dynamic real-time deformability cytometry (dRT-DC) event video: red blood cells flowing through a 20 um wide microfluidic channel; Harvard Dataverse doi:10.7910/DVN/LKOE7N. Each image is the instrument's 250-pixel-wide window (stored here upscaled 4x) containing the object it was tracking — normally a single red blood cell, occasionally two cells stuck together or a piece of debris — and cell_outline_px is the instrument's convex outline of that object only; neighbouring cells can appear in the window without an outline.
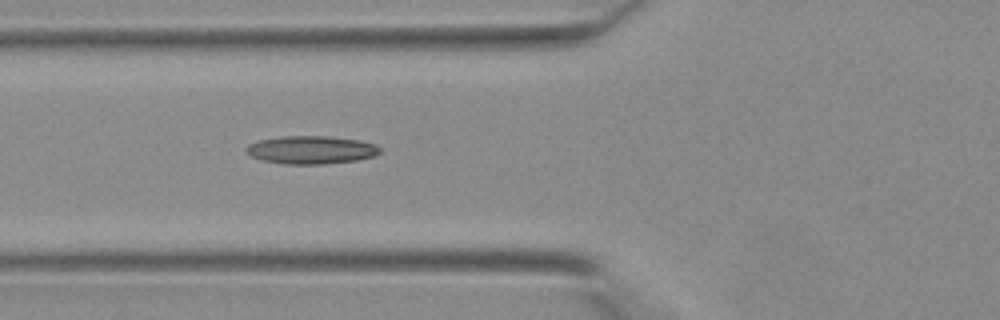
{"species": "Egyptian fruit bat (a non-hibernating species)", "species_latin": "Rousettus aegyptiacus", "temperature_condition": "warm", "stored_images_in_passage": 41, "camera_frame_rate_fps": 3000, "um_per_image_px": 0.085, "animal": {"sex": "female"}, "frame": {"image": 1, "passage_image": 16, "time_ms": 5.0, "image_size_px": [1000, 320], "cell_outline_px": [[380, 152], [376, 156], [356, 160], [324, 164], [288, 164], [264, 160], [252, 156], [244, 152], [244, 148], [248, 144], [260, 140], [280, 136], [328, 136], [360, 140], [376, 144], [380, 148]], "centroid_in_image_um": [26.46, 12.73], "position_along_channel_um": 99.3, "area_um2": 21.91}}
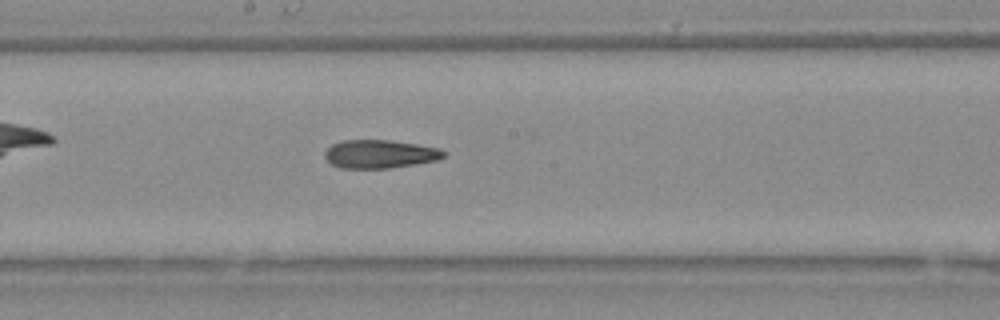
{"frame": {"image": 2, "passage_image": 23, "time_ms": 7.333, "image_size_px": [1000, 320], "cell_outline_px": [[444, 156], [436, 160], [416, 164], [388, 168], [340, 168], [332, 164], [324, 156], [324, 152], [332, 144], [344, 140], [388, 140], [416, 144], [440, 148], [444, 152]], "centroid_in_image_um": [32.27, 13.09], "position_along_channel_um": 215.9, "area_um2": 19.48}}
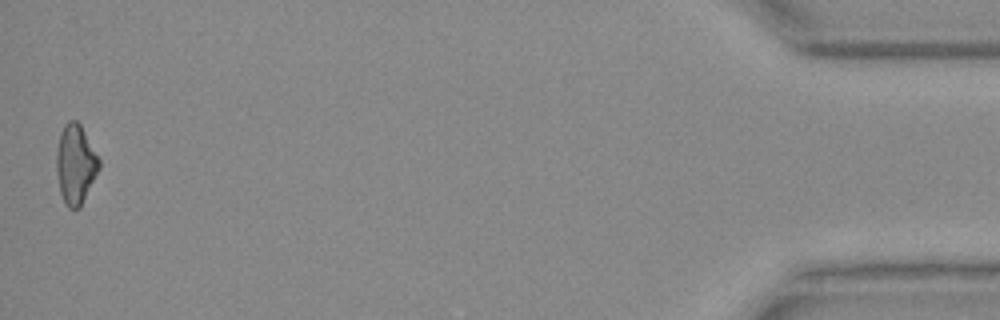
{"frame": {"image": 3, "passage_image": 41, "time_ms": 13.333, "image_size_px": [1000, 320], "cell_outline_px": [[100, 168], [80, 208], [68, 208], [60, 192], [56, 172], [56, 152], [60, 132], [64, 124], [68, 120], [76, 120], [80, 124], [100, 160]], "centroid_in_image_um": [6.41, 13.95], "position_along_channel_um": 428.8, "area_um2": 19.71}}